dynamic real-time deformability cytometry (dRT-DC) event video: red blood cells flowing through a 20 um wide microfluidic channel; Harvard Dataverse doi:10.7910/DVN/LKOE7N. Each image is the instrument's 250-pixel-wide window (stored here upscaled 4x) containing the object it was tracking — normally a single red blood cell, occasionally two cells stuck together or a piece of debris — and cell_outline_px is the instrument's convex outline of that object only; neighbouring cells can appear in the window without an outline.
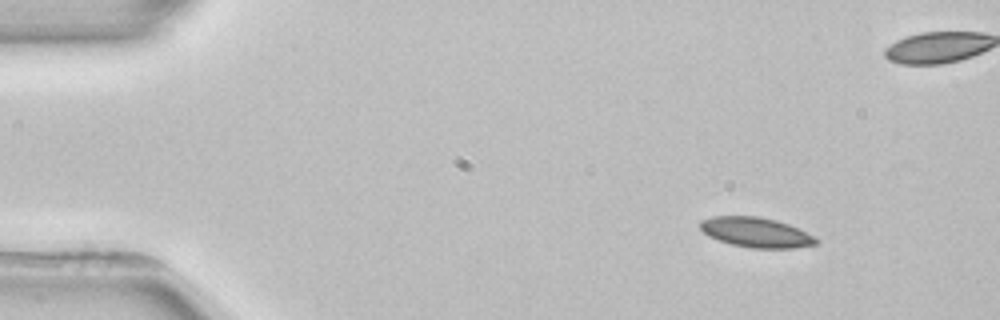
{"species": "common noctule bat (a hibernating species)", "species_latin": "Nyctalus noctula", "temperature_condition": "room temperature", "stored_images_in_passage": 4, "camera_frame_rate_fps": 3000, "um_per_image_px": 0.085, "animal": {"sex": "female", "body_mass_g": 22.7, "forearm_length_mm": 54.2}, "frame": {"image": 1, "passage_image": 1, "time_ms": 0.0, "image_size_px": [1000, 320], "cell_outline_px": [[820, 240], [816, 244], [792, 248], [752, 248], [732, 244], [708, 236], [700, 228], [700, 220], [712, 216], [756, 216], [776, 220], [788, 224]], "centroid_in_image_um": [64.23, 19.74], "position_along_channel_um": 20.8, "area_um2": 19.94}}
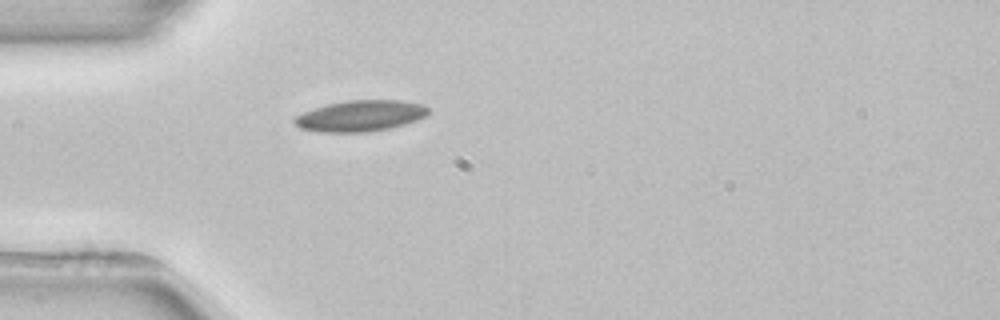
{"frame": {"image": 2, "passage_image": 4, "time_ms": 5.333, "image_size_px": [1000, 320], "cell_outline_px": [[428, 116], [404, 124], [388, 128], [364, 132], [320, 132], [300, 128], [292, 120], [296, 116], [304, 112], [328, 104], [348, 100], [400, 100], [420, 104], [428, 108]], "centroid_in_image_um": [30.64, 9.85], "position_along_channel_um": 54.4, "area_um2": 23.93}}